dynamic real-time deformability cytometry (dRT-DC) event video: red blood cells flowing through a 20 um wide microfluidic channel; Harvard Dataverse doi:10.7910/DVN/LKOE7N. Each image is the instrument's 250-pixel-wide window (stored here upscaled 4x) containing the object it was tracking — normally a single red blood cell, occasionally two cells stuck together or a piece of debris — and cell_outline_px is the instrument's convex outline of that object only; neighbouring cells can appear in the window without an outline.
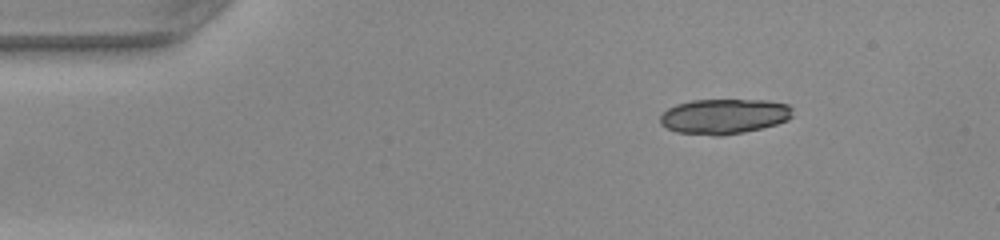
{"species": "common noctule bat (a hibernating species)", "species_latin": "Nyctalus noctula", "temperature_condition": "warm", "stored_images_in_passage": 9, "camera_frame_rate_fps": 3000, "um_per_image_px": 0.085, "animal": {"sex": "female", "body_mass_g": 22.0, "forearm_length_mm": 56.7}, "frame": {"image": 1, "passage_image": 1, "time_ms": 0.0, "image_size_px": [1000, 240], "cell_outline_px": [[792, 116], [788, 120], [776, 124], [744, 132], [720, 136], [716, 136], [676, 132], [660, 124], [660, 116], [668, 108], [676, 104], [692, 100], [768, 100], [788, 104], [792, 108]], "centroid_in_image_um": [61.55, 9.88], "position_along_channel_um": 23.5, "area_um2": 27.17}}